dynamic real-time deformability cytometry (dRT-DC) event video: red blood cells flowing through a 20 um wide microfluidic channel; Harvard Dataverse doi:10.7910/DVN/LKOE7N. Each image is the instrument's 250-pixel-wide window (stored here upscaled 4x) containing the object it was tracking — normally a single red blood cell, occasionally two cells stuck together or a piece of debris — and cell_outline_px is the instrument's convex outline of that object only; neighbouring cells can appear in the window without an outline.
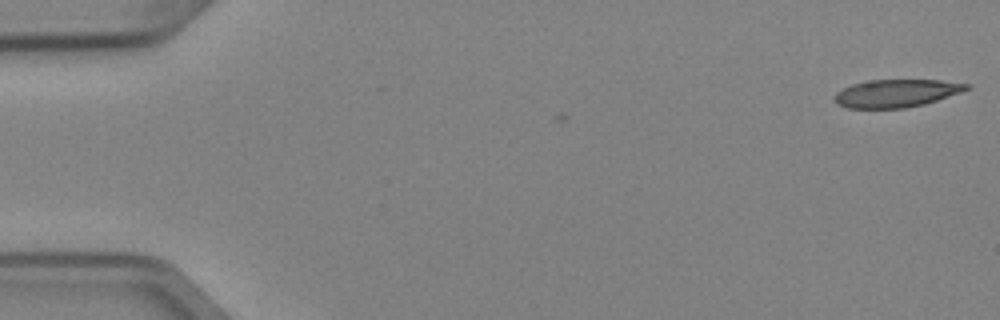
{"species": "Egyptian fruit bat (a non-hibernating species)", "species_latin": "Rousettus aegyptiacus", "temperature_condition": "cold", "stored_images_in_passage": 4, "camera_frame_rate_fps": 3000, "um_per_image_px": 0.085, "animal": {"sex": "female"}, "frame": {"image": 1, "passage_image": 1, "time_ms": 0.0, "image_size_px": [1000, 320], "cell_outline_px": [[972, 88], [924, 104], [904, 108], [848, 108], [840, 104], [836, 100], [836, 92], [852, 84], [872, 80], [940, 80], [972, 84]], "centroid_in_image_um": [76.25, 7.92], "position_along_channel_um": 8.8, "area_um2": 21.1}}